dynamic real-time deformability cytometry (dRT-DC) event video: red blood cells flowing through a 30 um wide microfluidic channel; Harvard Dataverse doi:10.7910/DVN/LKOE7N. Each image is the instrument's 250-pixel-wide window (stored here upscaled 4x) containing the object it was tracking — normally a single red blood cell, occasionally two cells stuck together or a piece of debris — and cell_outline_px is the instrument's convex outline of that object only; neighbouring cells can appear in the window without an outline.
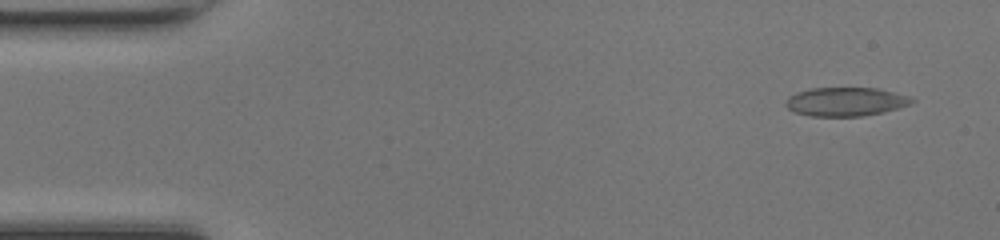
{"species": "common noctule bat (a hibernating species)", "species_latin": "Nyctalus noctula", "temperature_condition": "room temperature", "stored_images_in_passage": 48, "camera_frame_rate_fps": 3000, "um_per_image_px": 0.085, "animal": {"sex": "female", "body_mass_g": 17.0, "forearm_length_mm": 48.0}, "frame": {"image": 1, "passage_image": 3, "time_ms": 0.667, "image_size_px": [1000, 240], "cell_outline_px": [[916, 100], [908, 104], [884, 112], [860, 116], [812, 116], [796, 112], [788, 108], [784, 104], [788, 96], [796, 92], [812, 88], [876, 88], [908, 96]], "centroid_in_image_um": [71.84, 8.64], "position_along_channel_um": 13.2, "area_um2": 20.87}}
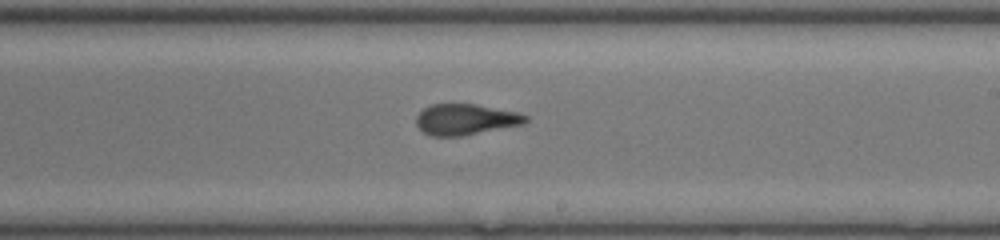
{"frame": {"image": 2, "passage_image": 28, "time_ms": 9.0, "image_size_px": [1000, 240], "cell_outline_px": [[528, 120], [524, 124], [464, 136], [432, 136], [424, 132], [416, 124], [416, 116], [424, 108], [432, 104], [476, 104], [516, 112], [528, 116]], "centroid_in_image_um": [39.58, 10.16], "position_along_channel_um": 249.4, "area_um2": 19.71}}
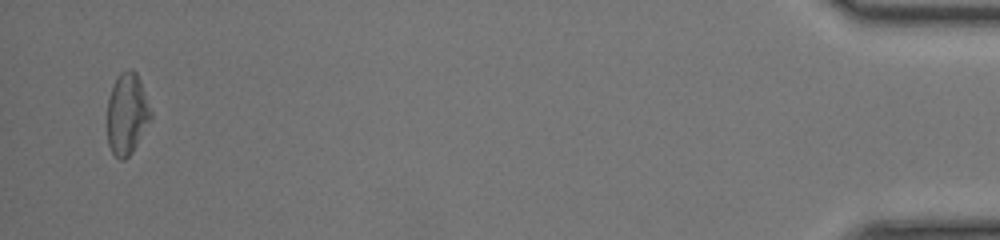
{"frame": {"image": 3, "passage_image": 47, "time_ms": 15.333, "image_size_px": [1000, 240], "cell_outline_px": [[152, 116], [132, 152], [124, 160], [120, 160], [112, 152], [108, 144], [108, 100], [112, 88], [120, 72], [128, 68], [132, 68], [136, 72], [140, 80], [152, 112]], "centroid_in_image_um": [10.8, 9.66], "position_along_channel_um": 424.4, "area_um2": 20.4}, "authors_computed_cell_mechanics": {"area_um2": 20.6057, "velocity_mm_per_s": 4.2391, "shape_relaxation_time_tau1_ms": 6.9344, "shape_relaxation_time_tau2_ms": 1.6069, "deformation_change_tau1": 0.1741, "deformation_change_tau2": 0.0646}}